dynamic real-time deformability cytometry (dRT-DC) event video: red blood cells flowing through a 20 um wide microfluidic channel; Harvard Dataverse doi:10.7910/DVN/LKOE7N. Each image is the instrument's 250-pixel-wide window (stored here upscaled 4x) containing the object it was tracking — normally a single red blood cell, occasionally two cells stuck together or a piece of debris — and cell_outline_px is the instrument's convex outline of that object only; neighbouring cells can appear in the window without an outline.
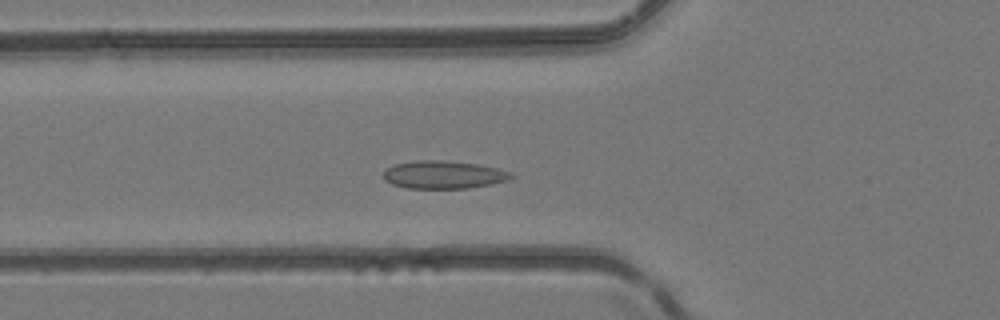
{"species": "common noctule bat (a hibernating species)", "species_latin": "Nyctalus noctula", "temperature_condition": "room temperature", "stored_images_in_passage": 39, "camera_frame_rate_fps": 3000, "um_per_image_px": 0.085, "animal": {"sex": "female", "body_mass_g": 24.6, "forearm_length_mm": 56.2}, "frame": {"image": 1, "passage_image": 11, "time_ms": 3.333, "image_size_px": [1000, 320], "cell_outline_px": [[516, 176], [508, 180], [492, 184], [468, 188], [408, 188], [392, 184], [384, 180], [384, 168], [392, 164], [416, 160], [440, 160], [476, 164], [496, 168], [512, 172]], "centroid_in_image_um": [37.69, 14.85], "position_along_channel_um": 88.1, "area_um2": 20.87}}
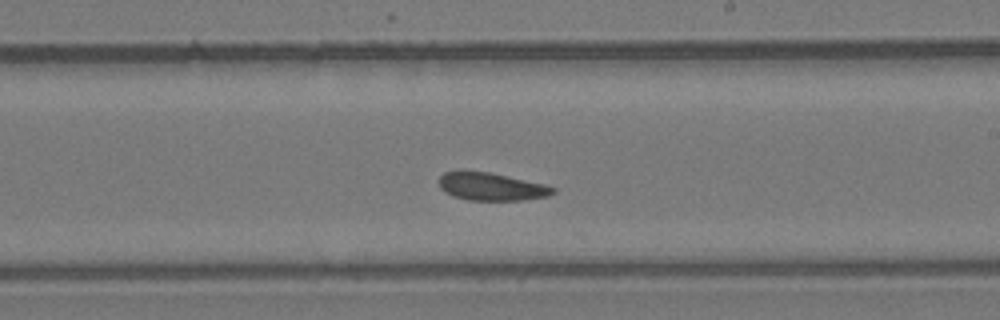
{"frame": {"image": 2, "passage_image": 21, "time_ms": 6.667, "image_size_px": [1000, 320], "cell_outline_px": [[556, 192], [548, 196], [520, 200], [468, 200], [452, 196], [444, 192], [440, 188], [440, 176], [444, 172], [460, 168], [488, 172], [508, 176], [544, 184], [556, 188]], "centroid_in_image_um": [41.7, 15.83], "position_along_channel_um": 247.3, "area_um2": 18.84}}
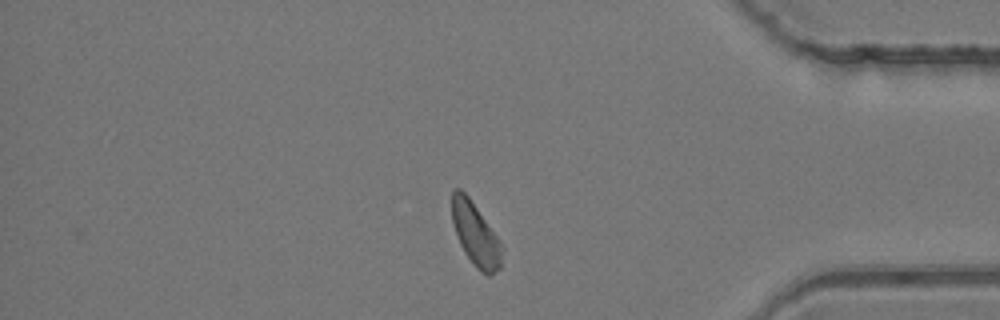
{"frame": {"image": 3, "passage_image": 32, "time_ms": 10.333, "image_size_px": [1000, 320], "cell_outline_px": [[504, 248], [500, 268], [492, 276], [488, 276], [476, 268], [472, 264], [464, 252], [460, 244], [452, 220], [452, 192], [456, 188], [460, 188], [468, 196], [500, 240]], "centroid_in_image_um": [40.45, 19.96], "position_along_channel_um": 394.8, "area_um2": 18.44}}